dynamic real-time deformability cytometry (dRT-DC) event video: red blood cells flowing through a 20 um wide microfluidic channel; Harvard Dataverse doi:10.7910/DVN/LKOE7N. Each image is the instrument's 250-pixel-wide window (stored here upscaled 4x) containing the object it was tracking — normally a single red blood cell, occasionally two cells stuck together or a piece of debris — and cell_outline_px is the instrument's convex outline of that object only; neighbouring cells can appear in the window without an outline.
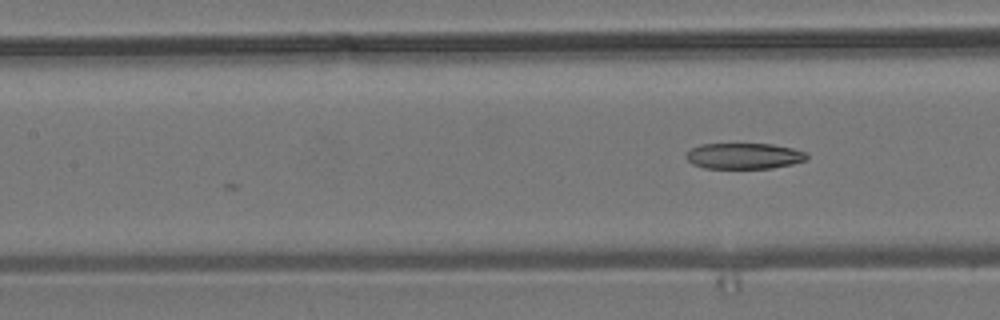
{"species": "common noctule bat (a hibernating species)", "species_latin": "Nyctalus noctula", "temperature_condition": "room temperature", "stored_images_in_passage": 15, "camera_frame_rate_fps": 3000, "um_per_image_px": 0.085, "animal": {"sex": "male", "body_mass_g": 19.2, "forearm_length_mm": 51.8}, "frame": {"image": 1, "passage_image": 15, "time_ms": 4.667, "image_size_px": [1000, 320], "cell_outline_px": [[808, 160], [792, 164], [772, 168], [704, 168], [692, 164], [684, 156], [692, 148], [700, 144], [772, 144], [792, 148], [804, 152], [808, 156]], "centroid_in_image_um": [63.24, 13.26], "position_along_channel_um": 144.2, "area_um2": 18.21}}